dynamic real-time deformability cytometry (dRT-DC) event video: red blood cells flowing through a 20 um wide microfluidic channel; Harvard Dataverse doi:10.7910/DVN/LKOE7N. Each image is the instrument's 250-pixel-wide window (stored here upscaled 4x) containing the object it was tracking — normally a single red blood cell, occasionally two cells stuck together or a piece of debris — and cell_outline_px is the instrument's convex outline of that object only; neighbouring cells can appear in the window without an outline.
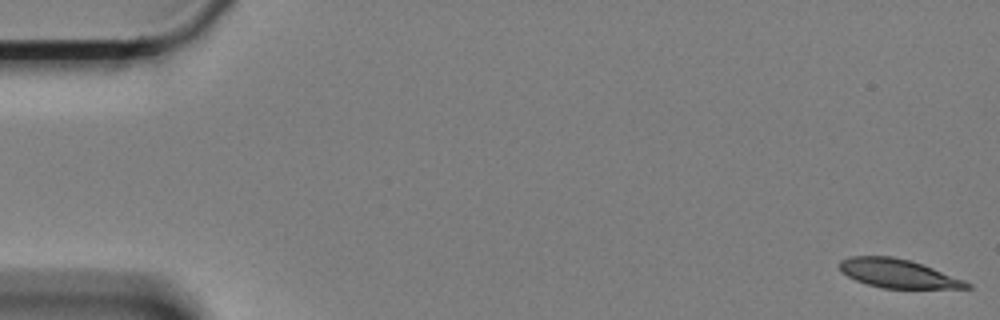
{"species": "Egyptian fruit bat (a non-hibernating species)", "species_latin": "Rousettus aegyptiacus", "temperature_condition": "cold", "stored_images_in_passage": 60, "camera_frame_rate_fps": 3000, "um_per_image_px": 0.085, "animal": {"sex": "female"}, "frame": {"image": 1, "passage_image": 1, "time_ms": 0.0, "image_size_px": [1000, 320], "cell_outline_px": [[972, 288], [880, 288], [856, 280], [840, 272], [840, 260], [848, 256], [892, 256], [912, 260], [964, 280], [972, 284]], "centroid_in_image_um": [76.31, 23.23], "position_along_channel_um": 8.7, "area_um2": 21.27}}
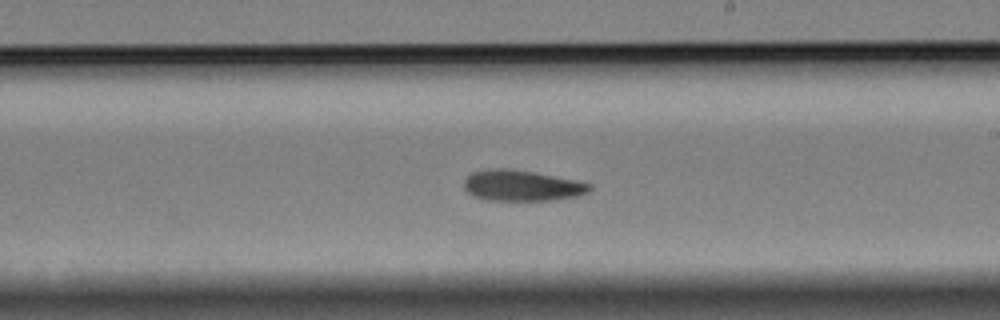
{"frame": {"image": 2, "passage_image": 35, "time_ms": 11.333, "image_size_px": [1000, 320], "cell_outline_px": [[592, 188], [588, 192], [580, 196], [552, 200], [484, 200], [472, 196], [464, 188], [464, 180], [472, 172], [496, 168], [504, 168], [532, 172], [576, 180], [592, 184]], "centroid_in_image_um": [44.36, 15.79], "position_along_channel_um": 244.6, "area_um2": 22.54}}
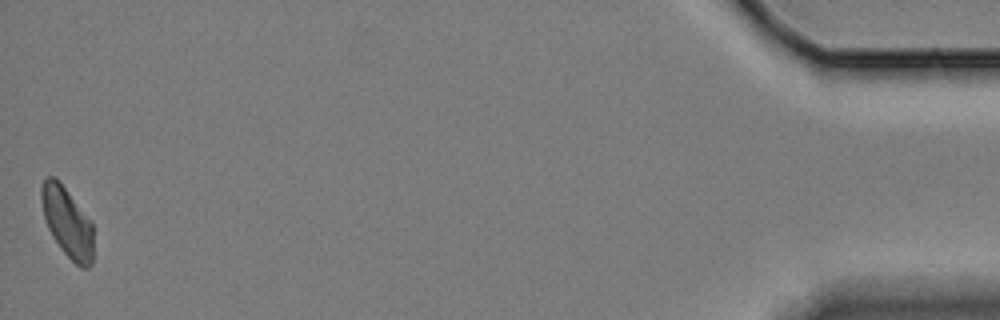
{"frame": {"image": 3, "passage_image": 60, "time_ms": 19.667, "image_size_px": [1000, 320], "cell_outline_px": [[92, 264], [88, 268], [80, 268], [60, 248], [52, 236], [48, 228], [44, 216], [40, 200], [40, 188], [44, 180], [48, 176], [56, 176], [92, 224]], "centroid_in_image_um": [5.68, 18.89], "position_along_channel_um": 429.5, "area_um2": 20.92}, "authors_computed_cell_mechanics": {"area_um2": 22.5998, "velocity_mm_per_s": 3.3029, "shape_relaxation_time_tau1_ms": 5.7448, "shape_relaxation_time_tau2_ms": null, "deformation_change_tau1": 0.1298, "deformation_change_tau2": null}}